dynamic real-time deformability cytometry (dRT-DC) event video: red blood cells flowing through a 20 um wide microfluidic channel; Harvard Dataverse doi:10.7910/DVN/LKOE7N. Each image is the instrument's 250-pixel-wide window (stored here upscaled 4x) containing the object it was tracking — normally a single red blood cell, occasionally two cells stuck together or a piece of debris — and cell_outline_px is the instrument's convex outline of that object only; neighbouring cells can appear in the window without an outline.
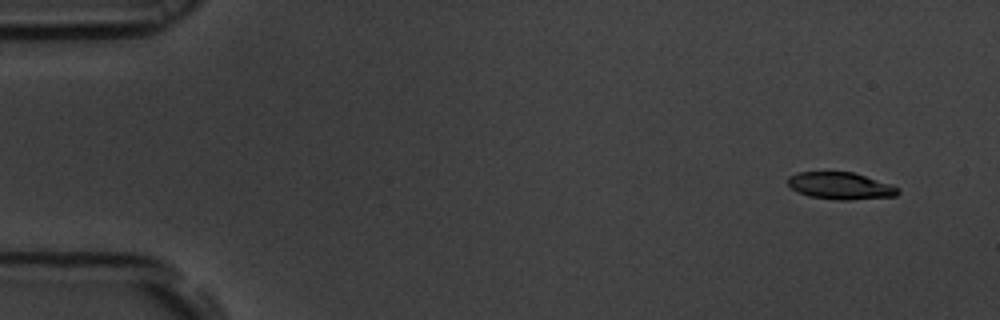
{"species": "common noctule bat (a hibernating species)", "species_latin": "Nyctalus noctula", "temperature_condition": "room temperature", "stored_images_in_passage": 53, "camera_frame_rate_fps": 3000, "um_per_image_px": 0.085, "animal": {"sex": "male", "body_mass_g": 19.5, "forearm_length_mm": 54.6}, "frame": {"image": 1, "passage_image": 1, "time_ms": 0.0, "image_size_px": [1000, 320], "cell_outline_px": [[900, 192], [896, 196], [848, 200], [840, 200], [808, 196], [792, 188], [788, 184], [788, 176], [800, 172], [852, 172], [892, 184], [900, 188]], "centroid_in_image_um": [71.48, 15.79], "position_along_channel_um": 13.5, "area_um2": 17.28}}
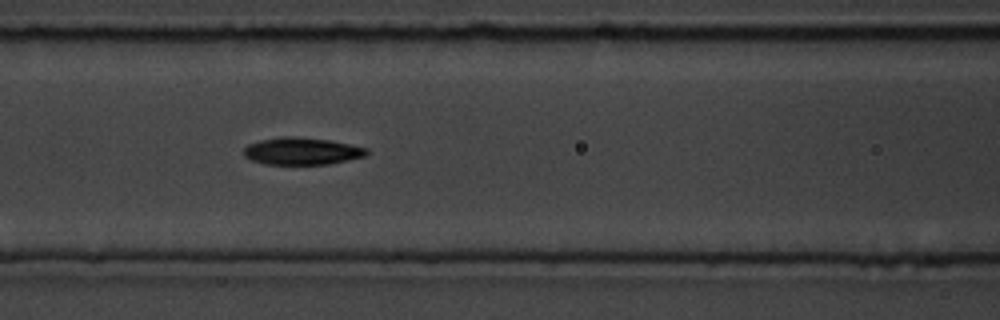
{"frame": {"image": 2, "passage_image": 21, "time_ms": 6.667, "image_size_px": [1000, 320], "cell_outline_px": [[368, 152], [364, 156], [348, 160], [328, 164], [264, 164], [252, 160], [244, 156], [244, 148], [248, 144], [260, 140], [280, 136], [292, 136], [328, 140], [368, 148]], "centroid_in_image_um": [25.62, 12.84], "position_along_channel_um": 141.0, "area_um2": 19.36}}
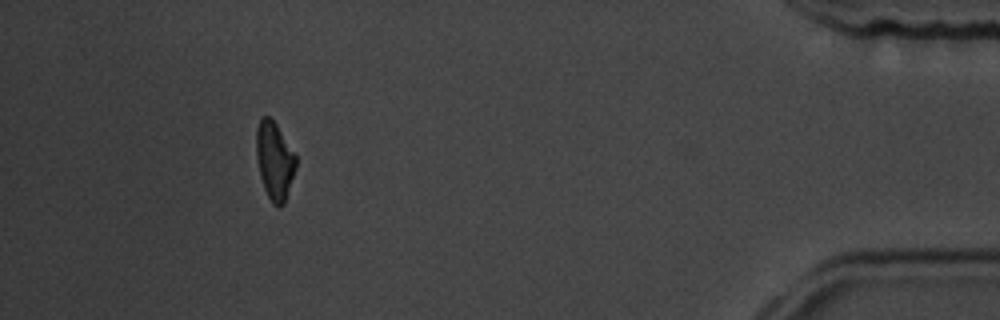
{"frame": {"image": 3, "passage_image": 48, "time_ms": 15.667, "image_size_px": [1000, 320], "cell_outline_px": [[296, 168], [284, 204], [280, 208], [276, 208], [272, 204], [264, 188], [260, 176], [256, 156], [256, 128], [260, 120], [264, 116], [268, 116], [276, 124], [296, 156]], "centroid_in_image_um": [23.33, 13.7], "position_along_channel_um": 411.9, "area_um2": 17.92}, "authors_computed_cell_mechanics": {"area_um2": 18.7272, "velocity_mm_per_s": 3.6887, "shape_relaxation_time_tau1_ms": 2.9753, "shape_relaxation_time_tau2_ms": 3.5756, "deformation_change_tau1": 0.1384, "deformation_change_tau2": 0.1057}}